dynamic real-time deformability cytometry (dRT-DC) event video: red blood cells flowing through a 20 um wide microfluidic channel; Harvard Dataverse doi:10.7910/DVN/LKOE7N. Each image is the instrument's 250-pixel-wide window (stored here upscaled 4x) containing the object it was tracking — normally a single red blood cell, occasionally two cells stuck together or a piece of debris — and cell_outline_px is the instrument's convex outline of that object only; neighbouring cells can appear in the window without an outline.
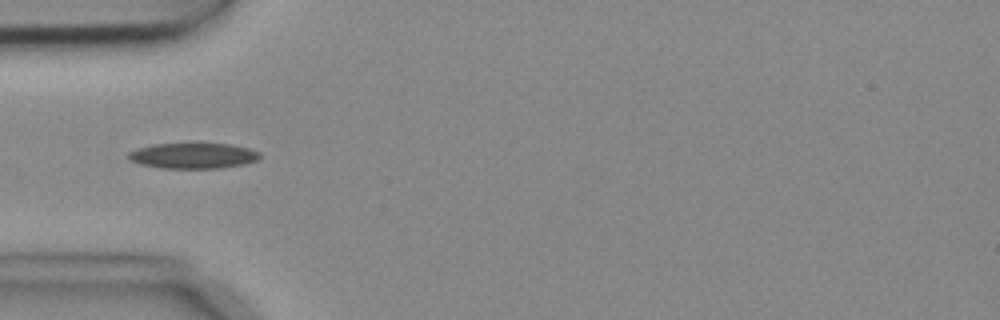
{"species": "common noctule bat (a hibernating species)", "species_latin": "Nyctalus noctula", "temperature_condition": "cold", "stored_images_in_passage": 6, "camera_frame_rate_fps": 3000, "um_per_image_px": 0.085, "animal": {"sex": "female", "body_mass_g": 18.4}, "frame": {"image": 1, "passage_image": 4, "time_ms": 1.0, "image_size_px": [1000, 320], "cell_outline_px": [[260, 156], [256, 160], [240, 164], [220, 168], [160, 168], [140, 164], [132, 160], [128, 156], [128, 152], [152, 144], [232, 144], [248, 148], [260, 152]], "centroid_in_image_um": [16.41, 13.23], "position_along_channel_um": 68.6, "area_um2": 19.25}}
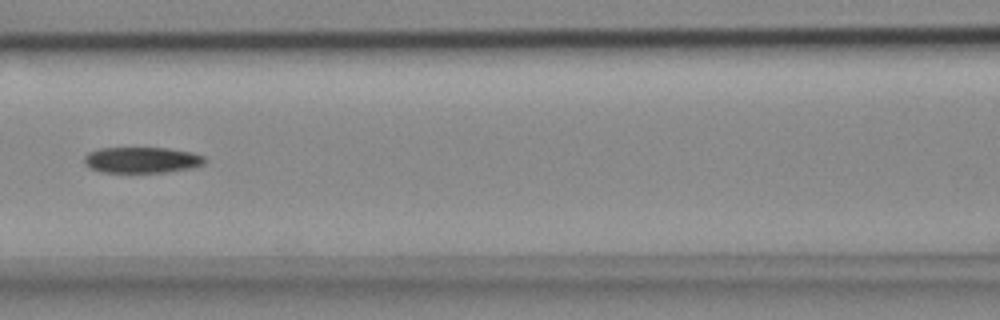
{"frame": {"image": 2, "passage_image": 6, "time_ms": 1.667, "image_size_px": [1000, 320], "cell_outline_px": [[204, 164], [192, 168], [164, 172], [104, 172], [88, 168], [84, 164], [84, 156], [88, 152], [100, 148], [168, 148], [192, 152], [204, 156]], "centroid_in_image_um": [12.03, 13.59], "position_along_channel_um": 154.6, "area_um2": 18.26}}